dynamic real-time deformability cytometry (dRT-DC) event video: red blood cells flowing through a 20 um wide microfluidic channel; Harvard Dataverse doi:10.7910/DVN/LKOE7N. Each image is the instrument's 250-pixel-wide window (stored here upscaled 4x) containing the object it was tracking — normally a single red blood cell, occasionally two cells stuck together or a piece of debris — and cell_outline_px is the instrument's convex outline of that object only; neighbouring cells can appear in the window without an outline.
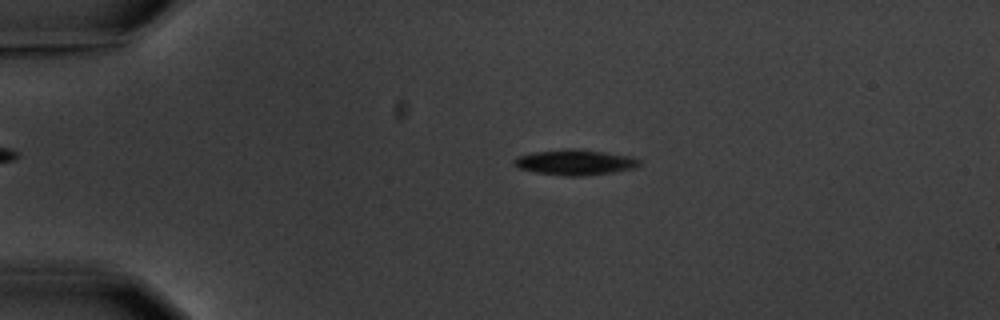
{"species": "common noctule bat (a hibernating species)", "species_latin": "Nyctalus noctula", "temperature_condition": "warm", "stored_images_in_passage": 4, "camera_frame_rate_fps": 3000, "um_per_image_px": 0.085, "animal": {"sex": "male", "body_mass_g": 20.1, "forearm_length_mm": 53.5}, "frame": {"image": 1, "passage_image": 2, "time_ms": 1.0, "image_size_px": [1000, 320], "cell_outline_px": [[640, 164], [636, 168], [612, 172], [584, 176], [564, 176], [536, 172], [516, 168], [512, 164], [512, 160], [516, 156], [532, 152], [564, 148], [576, 148], [632, 156], [640, 160]], "centroid_in_image_um": [48.82, 13.78], "position_along_channel_um": 36.2, "area_um2": 18.96}}
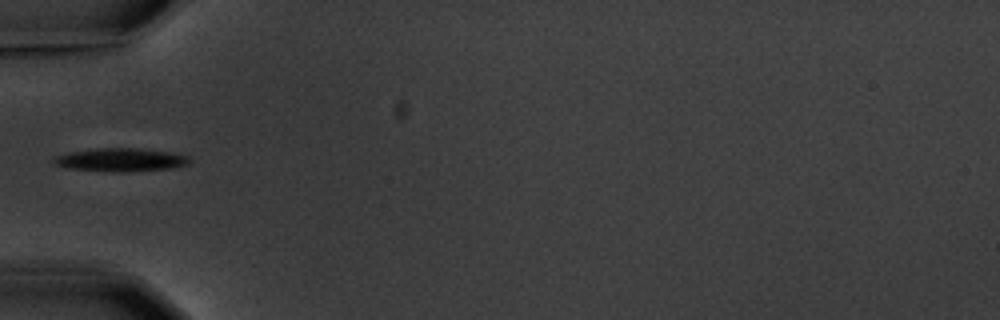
{"frame": {"image": 2, "passage_image": 4, "time_ms": 3.333, "image_size_px": [1000, 320], "cell_outline_px": [[192, 160], [188, 164], [172, 168], [120, 172], [68, 168], [56, 164], [52, 160], [52, 156], [68, 152], [96, 148], [140, 148], [172, 152], [188, 156]], "centroid_in_image_um": [10.26, 13.57], "position_along_channel_um": 74.7, "area_um2": 18.44}}